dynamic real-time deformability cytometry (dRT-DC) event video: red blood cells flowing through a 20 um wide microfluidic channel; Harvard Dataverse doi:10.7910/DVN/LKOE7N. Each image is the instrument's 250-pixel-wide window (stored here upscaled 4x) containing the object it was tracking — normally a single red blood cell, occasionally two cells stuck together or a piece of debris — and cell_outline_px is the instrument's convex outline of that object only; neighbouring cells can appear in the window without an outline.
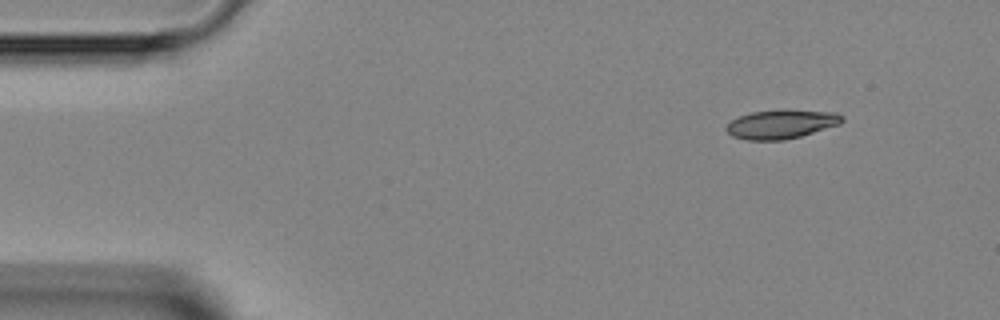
{"species": "Egyptian fruit bat (a non-hibernating species)", "species_latin": "Rousettus aegyptiacus", "temperature_condition": "room temperature", "stored_images_in_passage": 4, "camera_frame_rate_fps": 3000, "um_per_image_px": 0.085, "animal": {"sex": "female"}, "frame": {"image": 1, "passage_image": 1, "time_ms": 0.0, "image_size_px": [1000, 320], "cell_outline_px": [[844, 120], [840, 124], [800, 136], [784, 140], [744, 140], [732, 136], [724, 128], [732, 120], [740, 116], [752, 112], [780, 108], [788, 108], [836, 112], [844, 116]], "centroid_in_image_um": [66.43, 10.52], "position_along_channel_um": 18.6, "area_um2": 20.0}}
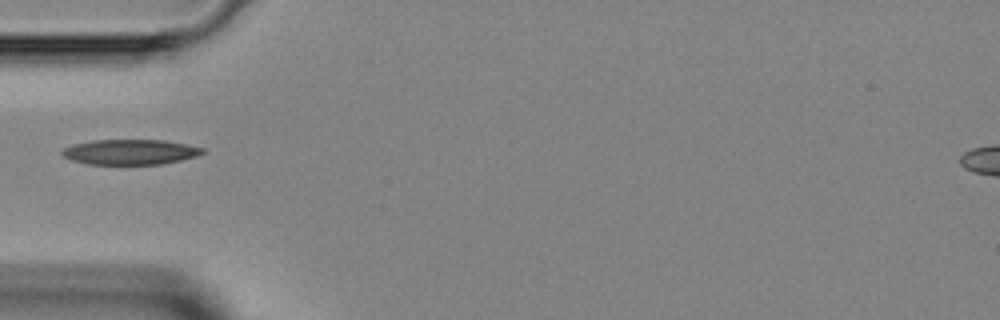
{"frame": {"image": 2, "passage_image": 4, "time_ms": 3.333, "image_size_px": [1000, 320], "cell_outline_px": [[204, 152], [196, 156], [180, 160], [160, 164], [88, 164], [72, 160], [64, 156], [60, 152], [64, 148], [72, 144], [92, 140], [164, 140], [188, 144], [204, 148]], "centroid_in_image_um": [11.06, 12.91], "position_along_channel_um": 73.9, "area_um2": 20.58}}